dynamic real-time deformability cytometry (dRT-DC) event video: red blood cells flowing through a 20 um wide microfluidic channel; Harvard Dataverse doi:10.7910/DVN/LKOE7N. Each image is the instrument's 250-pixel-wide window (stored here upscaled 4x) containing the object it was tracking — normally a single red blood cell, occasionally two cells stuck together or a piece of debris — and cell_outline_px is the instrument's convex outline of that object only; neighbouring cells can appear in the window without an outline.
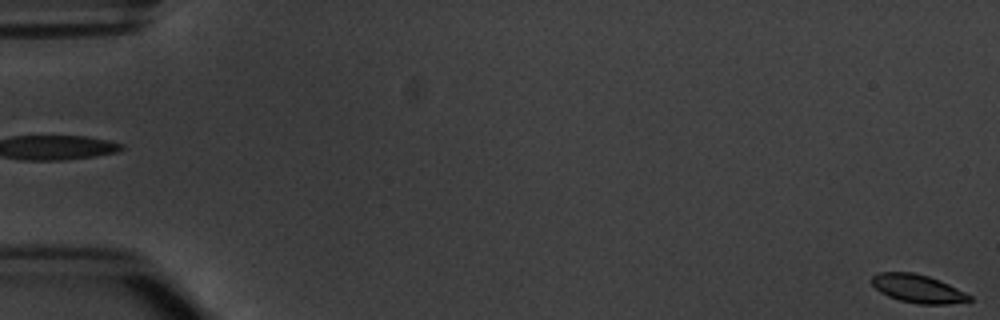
{"species": "common noctule bat (a hibernating species)", "species_latin": "Nyctalus noctula", "temperature_condition": "warm", "stored_images_in_passage": 5, "segment_of_instrument_passage": [2, 2], "camera_frame_rate_fps": 3000, "um_per_image_px": 0.085, "animal": {"sex": "male", "body_mass_g": 20.1, "forearm_length_mm": 53.5}, "frame": {"image": 1, "passage_image": 5, "time_ms": 4.667, "image_size_px": [1000, 320], "cell_outline_px": [[972, 300], [968, 304], [920, 304], [900, 300], [888, 296], [880, 292], [872, 284], [872, 276], [880, 272], [912, 272], [928, 276], [940, 280], [972, 296]], "centroid_in_image_um": [78.08, 24.55], "position_along_channel_um": 6.9, "area_um2": 16.18}}